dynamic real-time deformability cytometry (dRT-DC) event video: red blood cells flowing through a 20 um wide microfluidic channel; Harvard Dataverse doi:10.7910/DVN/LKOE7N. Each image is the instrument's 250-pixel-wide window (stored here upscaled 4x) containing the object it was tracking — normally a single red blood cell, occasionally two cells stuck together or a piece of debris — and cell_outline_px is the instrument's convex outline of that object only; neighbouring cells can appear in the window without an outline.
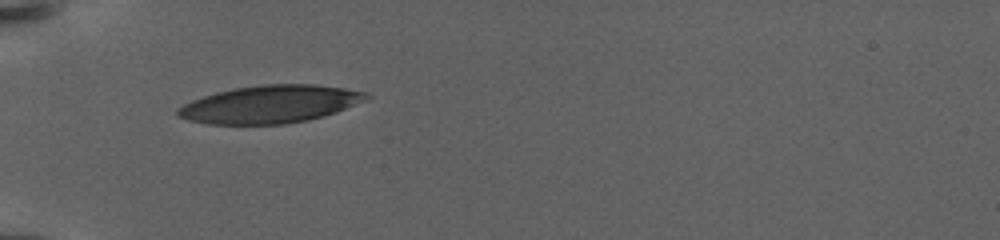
{"species": "human", "species_latin": "Homo sapiens", "temperature_condition": "warm", "stored_images_in_passage": 4, "camera_frame_rate_fps": 3000, "um_per_image_px": 0.085, "donor": {"sex": "female"}, "frame": {"image": 1, "passage_image": 1, "time_ms": 0.0, "image_size_px": [1000, 240], "cell_outline_px": [[372, 96], [368, 100], [336, 112], [324, 116], [308, 120], [284, 124], [208, 124], [188, 120], [176, 116], [176, 108], [192, 100], [216, 92], [232, 88], [264, 84], [312, 84], [344, 88], [364, 92]], "centroid_in_image_um": [22.95, 8.86], "position_along_channel_um": 62.0, "area_um2": 41.56}}
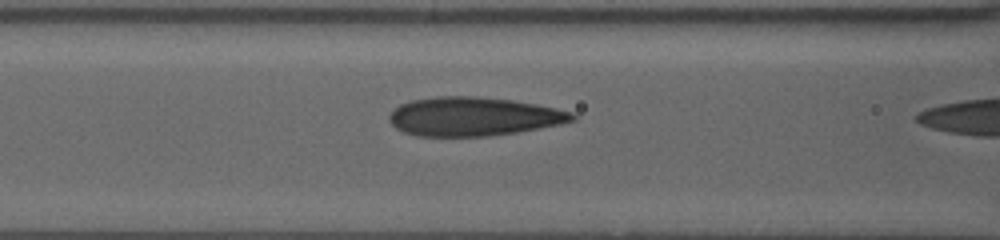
{"frame": {"image": 2, "passage_image": 3, "time_ms": 1.0, "image_size_px": [1000, 240], "cell_outline_px": [[576, 120], [560, 124], [540, 128], [516, 132], [488, 136], [416, 136], [404, 132], [396, 128], [388, 120], [388, 116], [400, 104], [412, 100], [436, 96], [476, 96], [512, 100], [536, 104], [572, 112], [576, 116]], "centroid_in_image_um": [40.23, 9.9], "position_along_channel_um": 126.4, "area_um2": 41.33}}